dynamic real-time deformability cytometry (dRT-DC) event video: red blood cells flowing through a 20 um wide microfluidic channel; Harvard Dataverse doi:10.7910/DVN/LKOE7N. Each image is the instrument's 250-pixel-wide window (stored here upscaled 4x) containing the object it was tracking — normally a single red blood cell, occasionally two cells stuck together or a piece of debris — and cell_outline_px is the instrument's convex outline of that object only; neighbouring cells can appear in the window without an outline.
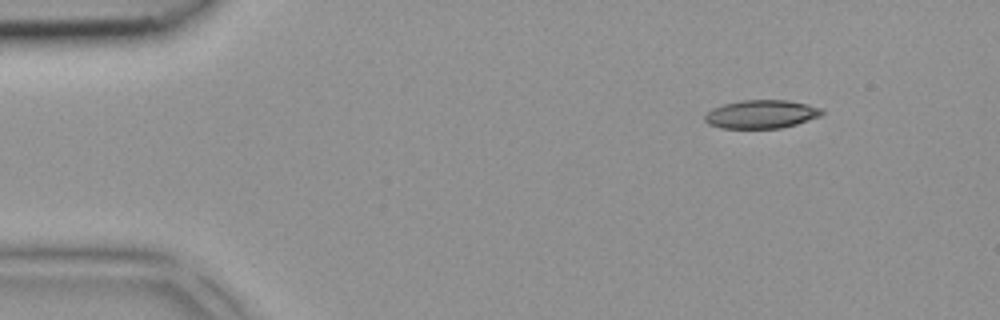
{"species": "common noctule bat (a hibernating species)", "species_latin": "Nyctalus noctula", "temperature_condition": "room temperature", "stored_images_in_passage": 3, "camera_frame_rate_fps": 3000, "um_per_image_px": 0.085, "animal": {"sex": "female", "body_mass_g": 18.4}, "frame": {"image": 1, "passage_image": 1, "time_ms": 0.0, "image_size_px": [1000, 320], "cell_outline_px": [[824, 112], [820, 116], [796, 124], [780, 128], [720, 128], [708, 124], [704, 120], [704, 116], [712, 108], [724, 104], [740, 100], [788, 100], [808, 104], [820, 108]], "centroid_in_image_um": [64.69, 9.7], "position_along_channel_um": 20.3, "area_um2": 19.36}}